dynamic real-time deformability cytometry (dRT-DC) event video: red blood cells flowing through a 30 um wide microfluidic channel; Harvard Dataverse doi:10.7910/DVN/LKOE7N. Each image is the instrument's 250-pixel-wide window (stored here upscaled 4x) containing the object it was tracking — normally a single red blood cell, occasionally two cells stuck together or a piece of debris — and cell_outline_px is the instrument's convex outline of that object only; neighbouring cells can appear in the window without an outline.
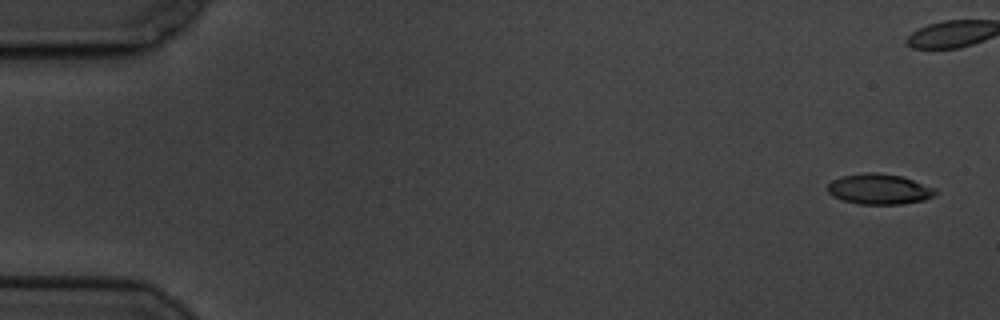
{"species": "common noctule bat (a hibernating species)", "species_latin": "Nyctalus noctula", "temperature_condition": "cold", "stored_images_in_passage": 6, "camera_frame_rate_fps": 3000, "um_per_image_px": 0.085, "animal": {"sex": "male", "body_mass_g": 19.5, "forearm_length_mm": 54.6}, "frame": {"image": 1, "passage_image": 1, "time_ms": 0.0, "image_size_px": [1000, 320], "cell_outline_px": [[936, 196], [924, 200], [900, 204], [860, 204], [844, 200], [832, 196], [828, 192], [828, 184], [832, 180], [840, 176], [864, 172], [876, 172], [900, 176], [936, 188]], "centroid_in_image_um": [74.73, 16.07], "position_along_channel_um": 10.3, "area_um2": 19.13}}